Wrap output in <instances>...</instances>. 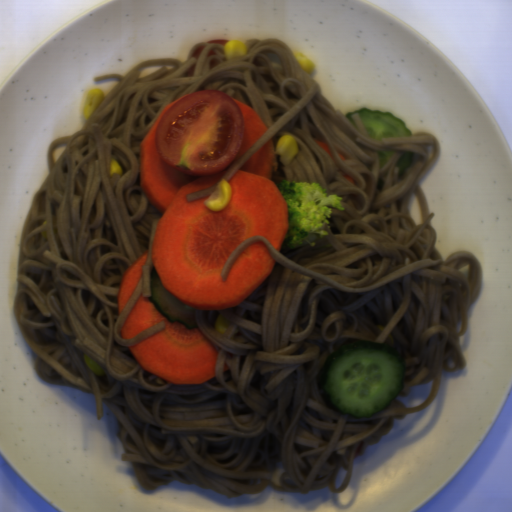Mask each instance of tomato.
I'll use <instances>...</instances> for the list:
<instances>
[{"instance_id": "8d92a7de", "label": "tomato", "mask_w": 512, "mask_h": 512, "mask_svg": "<svg viewBox=\"0 0 512 512\" xmlns=\"http://www.w3.org/2000/svg\"><path fill=\"white\" fill-rule=\"evenodd\" d=\"M216 54H217V52H216L215 47L214 48H210L209 51L207 52L206 57L209 59L210 56H216Z\"/></svg>"}, {"instance_id": "da07e99c", "label": "tomato", "mask_w": 512, "mask_h": 512, "mask_svg": "<svg viewBox=\"0 0 512 512\" xmlns=\"http://www.w3.org/2000/svg\"><path fill=\"white\" fill-rule=\"evenodd\" d=\"M204 50H205V45L198 47L191 57L195 58L197 61L200 60Z\"/></svg>"}, {"instance_id": "978c3c59", "label": "tomato", "mask_w": 512, "mask_h": 512, "mask_svg": "<svg viewBox=\"0 0 512 512\" xmlns=\"http://www.w3.org/2000/svg\"><path fill=\"white\" fill-rule=\"evenodd\" d=\"M194 66H195V63L193 65H191L190 68L188 69V71L186 73L187 77L194 76Z\"/></svg>"}, {"instance_id": "512abeb7", "label": "tomato", "mask_w": 512, "mask_h": 512, "mask_svg": "<svg viewBox=\"0 0 512 512\" xmlns=\"http://www.w3.org/2000/svg\"><path fill=\"white\" fill-rule=\"evenodd\" d=\"M245 126L241 108L223 90H199L165 109L154 129L155 149L182 174L210 176L240 151Z\"/></svg>"}, {"instance_id": "269afe34", "label": "tomato", "mask_w": 512, "mask_h": 512, "mask_svg": "<svg viewBox=\"0 0 512 512\" xmlns=\"http://www.w3.org/2000/svg\"><path fill=\"white\" fill-rule=\"evenodd\" d=\"M363 444H364V442H362V441H361V442H360V444L358 445V447H357V449H356V451H355V454H354V456H353V458H354L355 460L360 456V454H361V452H362Z\"/></svg>"}, {"instance_id": "590e3db6", "label": "tomato", "mask_w": 512, "mask_h": 512, "mask_svg": "<svg viewBox=\"0 0 512 512\" xmlns=\"http://www.w3.org/2000/svg\"><path fill=\"white\" fill-rule=\"evenodd\" d=\"M231 40H224V39H214V40H210L209 42H207L208 44H220V45H225L227 42H230Z\"/></svg>"}]
</instances>
